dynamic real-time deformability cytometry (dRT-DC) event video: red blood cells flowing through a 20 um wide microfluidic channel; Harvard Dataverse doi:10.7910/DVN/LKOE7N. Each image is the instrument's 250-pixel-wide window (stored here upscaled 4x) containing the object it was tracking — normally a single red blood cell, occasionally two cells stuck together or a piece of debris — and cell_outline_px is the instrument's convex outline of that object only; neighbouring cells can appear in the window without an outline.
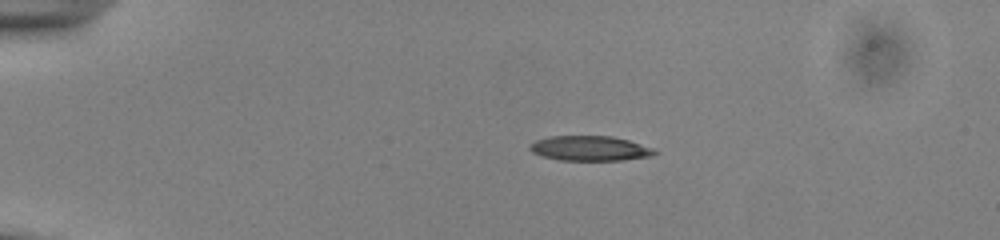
{"species": "common noctule bat (a hibernating species)", "species_latin": "Nyctalus noctula", "temperature_condition": "cold", "stored_images_in_passage": 43, "camera_frame_rate_fps": 3000, "um_per_image_px": 0.085, "animal": {"sex": "male", "body_mass_g": 13.0, "forearm_length_mm": 53.1}, "frame": {"image": 1, "passage_image": 1, "time_ms": 0.0, "image_size_px": [1000, 240], "cell_outline_px": [[660, 152], [652, 156], [620, 160], [560, 160], [544, 156], [532, 152], [528, 148], [528, 144], [536, 140], [548, 136], [612, 136], [628, 140], [656, 148]], "centroid_in_image_um": [50.17, 12.6], "position_along_channel_um": 34.8, "area_um2": 18.26}}
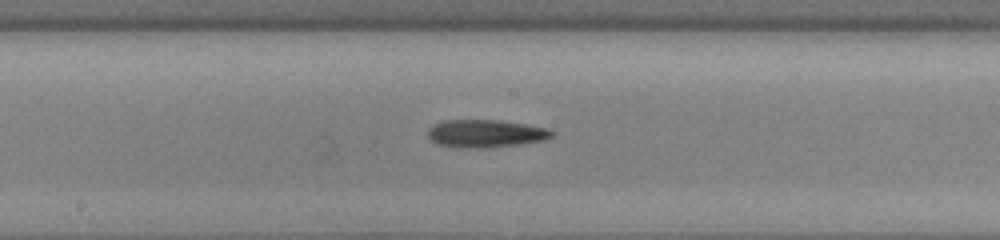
{"frame": {"image": 2, "passage_image": 19, "time_ms": 6.0, "image_size_px": [1000, 240], "cell_outline_px": [[556, 132], [552, 136], [544, 140], [520, 144], [484, 148], [456, 148], [436, 144], [428, 136], [428, 128], [432, 124], [440, 120], [500, 120], [548, 128]], "centroid_in_image_um": [41.24, 11.35], "position_along_channel_um": 207.0, "area_um2": 20.35}}
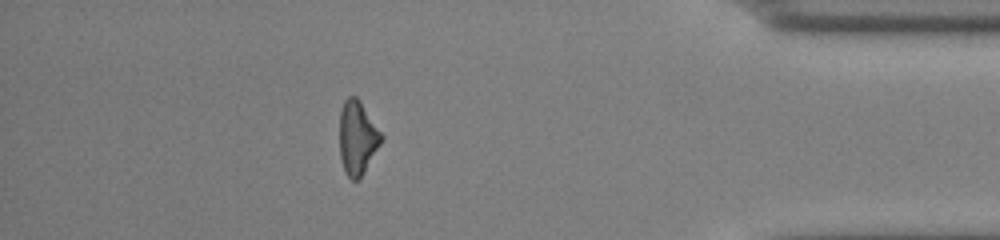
{"frame": {"image": 3, "passage_image": 37, "time_ms": 12.0, "image_size_px": [1000, 240], "cell_outline_px": [[384, 136], [380, 144], [360, 176], [356, 180], [352, 180], [344, 172], [340, 156], [340, 112], [344, 100], [348, 96], [356, 96], [360, 100]], "centroid_in_image_um": [30.36, 11.66], "position_along_channel_um": 404.8, "area_um2": 17.69}, "authors_computed_cell_mechanics": {"area_um2": 18.785, "velocity_mm_per_s": 3.8901, "shape_relaxation_time_tau1_ms": 1.99, "shape_relaxation_time_tau2_ms": null, "deformation_change_tau1": 0.1458, "deformation_change_tau2": null}}